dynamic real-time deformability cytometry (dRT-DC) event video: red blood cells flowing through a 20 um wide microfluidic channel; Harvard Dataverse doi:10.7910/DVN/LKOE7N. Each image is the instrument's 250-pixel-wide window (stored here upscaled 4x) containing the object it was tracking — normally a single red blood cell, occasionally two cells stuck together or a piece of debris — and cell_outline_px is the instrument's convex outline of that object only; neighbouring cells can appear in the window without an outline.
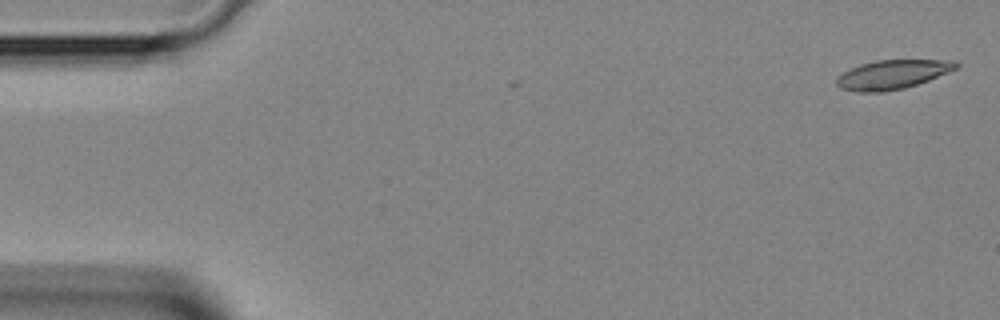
{"species": "Egyptian fruit bat (a non-hibernating species)", "species_latin": "Rousettus aegyptiacus", "temperature_condition": "room temperature", "stored_images_in_passage": 8, "camera_frame_rate_fps": 3000, "um_per_image_px": 0.085, "animal": {"sex": "female"}, "frame": {"image": 1, "passage_image": 1, "time_ms": 0.0, "image_size_px": [1000, 320], "cell_outline_px": [[960, 64], [956, 68], [928, 80], [904, 88], [880, 92], [860, 92], [840, 88], [836, 84], [836, 80], [844, 72], [860, 64], [876, 60], [956, 60]], "centroid_in_image_um": [75.86, 6.32], "position_along_channel_um": 9.1, "area_um2": 19.94}}